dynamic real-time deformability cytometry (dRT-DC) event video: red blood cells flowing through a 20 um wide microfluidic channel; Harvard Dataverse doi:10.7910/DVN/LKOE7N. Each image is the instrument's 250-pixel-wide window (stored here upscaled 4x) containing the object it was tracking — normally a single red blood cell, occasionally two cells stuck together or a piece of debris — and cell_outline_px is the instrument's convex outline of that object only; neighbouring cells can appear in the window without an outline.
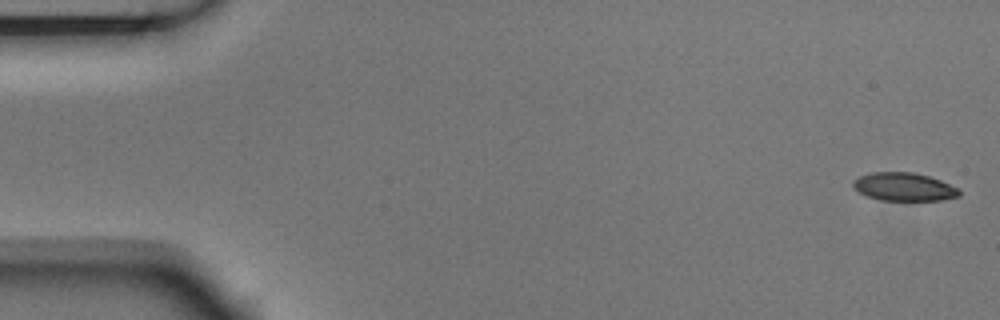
{"species": "Egyptian fruit bat (a non-hibernating species)", "species_latin": "Rousettus aegyptiacus", "temperature_condition": "room temperature", "stored_images_in_passage": 5, "camera_frame_rate_fps": 3000, "um_per_image_px": 0.085, "animal": {"sex": "male"}, "frame": {"image": 1, "passage_image": 1, "time_ms": 0.0, "image_size_px": [1000, 320], "cell_outline_px": [[960, 196], [940, 200], [880, 200], [868, 196], [860, 192], [852, 184], [852, 180], [860, 176], [872, 172], [912, 172], [928, 176], [940, 180], [960, 188]], "centroid_in_image_um": [76.86, 15.87], "position_along_channel_um": 8.1, "area_um2": 17.34}}
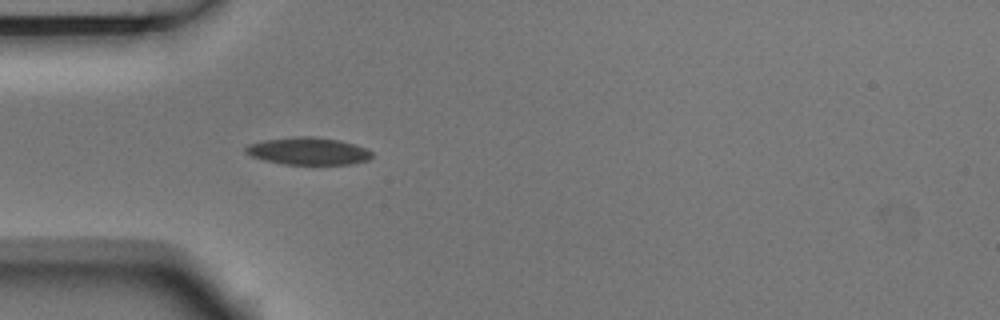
{"frame": {"image": 2, "passage_image": 5, "time_ms": 1.333, "image_size_px": [1000, 320], "cell_outline_px": [[372, 156], [368, 160], [352, 164], [284, 164], [264, 160], [252, 156], [244, 152], [244, 148], [248, 144], [264, 140], [292, 136], [316, 136], [340, 140], [356, 144], [372, 152]], "centroid_in_image_um": [26.19, 12.83], "position_along_channel_um": 58.8, "area_um2": 20.29}}